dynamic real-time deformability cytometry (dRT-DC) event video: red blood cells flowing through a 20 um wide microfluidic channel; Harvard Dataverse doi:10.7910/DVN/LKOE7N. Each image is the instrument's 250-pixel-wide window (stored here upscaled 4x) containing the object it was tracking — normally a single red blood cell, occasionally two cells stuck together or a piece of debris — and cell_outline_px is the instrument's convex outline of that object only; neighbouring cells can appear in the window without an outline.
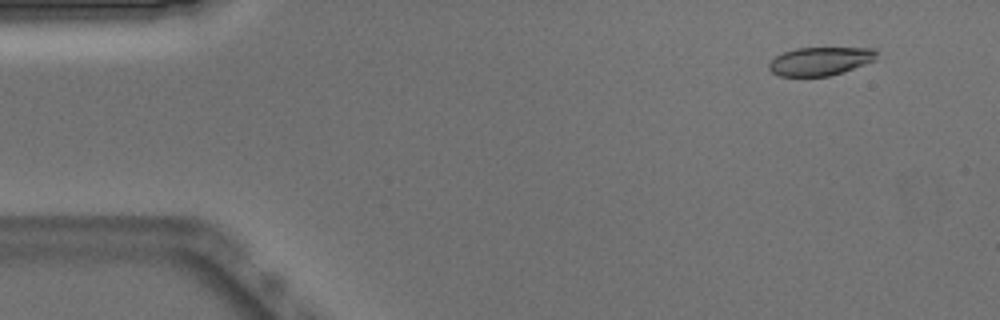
{"species": "Egyptian fruit bat (a non-hibernating species)", "species_latin": "Rousettus aegyptiacus", "temperature_condition": "warm", "stored_images_in_passage": 10, "camera_frame_rate_fps": 3000, "um_per_image_px": 0.085, "animal": {"sex": "male"}, "frame": {"image": 1, "passage_image": 4, "time_ms": 1.0, "image_size_px": [1000, 320], "cell_outline_px": [[876, 60], [844, 72], [828, 76], [780, 76], [772, 72], [768, 68], [768, 64], [776, 56], [784, 52], [796, 48], [876, 48]], "centroid_in_image_um": [69.73, 5.2], "position_along_channel_um": 15.3, "area_um2": 17.8}}